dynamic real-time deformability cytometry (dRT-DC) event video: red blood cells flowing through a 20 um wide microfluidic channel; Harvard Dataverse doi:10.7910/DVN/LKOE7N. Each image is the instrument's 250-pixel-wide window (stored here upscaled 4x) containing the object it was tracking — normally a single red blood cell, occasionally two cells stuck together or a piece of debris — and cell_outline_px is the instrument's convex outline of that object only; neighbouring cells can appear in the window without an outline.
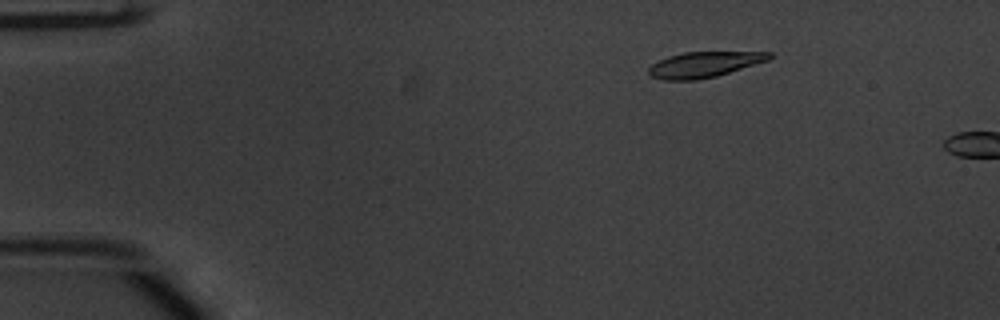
{"species": "common noctule bat (a hibernating species)", "species_latin": "Nyctalus noctula", "temperature_condition": "warm", "stored_images_in_passage": 6, "camera_frame_rate_fps": 3000, "um_per_image_px": 0.085, "animal": {"sex": "male", "body_mass_g": 20.1, "forearm_length_mm": 53.5}, "frame": {"image": 1, "passage_image": 3, "time_ms": 0.667, "image_size_px": [1000, 320], "cell_outline_px": [[772, 56], [768, 60], [716, 76], [696, 80], [664, 80], [652, 76], [648, 72], [648, 68], [652, 64], [668, 56], [684, 52], [772, 52]], "centroid_in_image_um": [59.83, 5.48], "position_along_channel_um": 25.2, "area_um2": 17.74}}